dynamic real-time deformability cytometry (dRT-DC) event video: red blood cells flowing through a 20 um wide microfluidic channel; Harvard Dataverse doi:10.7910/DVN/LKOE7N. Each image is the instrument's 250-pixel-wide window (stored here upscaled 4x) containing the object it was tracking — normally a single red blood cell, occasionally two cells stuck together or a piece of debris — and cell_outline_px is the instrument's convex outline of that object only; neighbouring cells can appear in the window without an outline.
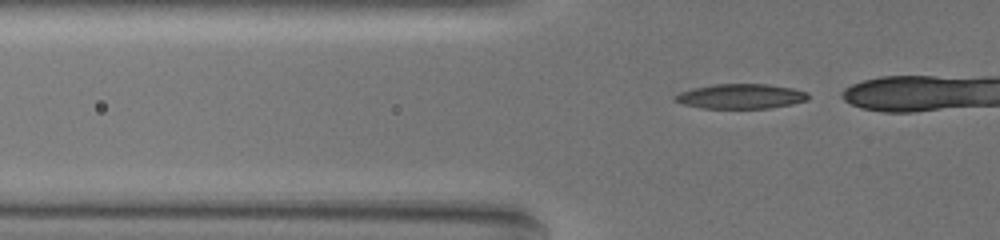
{"species": "common noctule bat (a hibernating species)", "species_latin": "Nyctalus noctula", "temperature_condition": "warm", "stored_images_in_passage": 25, "camera_frame_rate_fps": 3000, "um_per_image_px": 0.085, "animal": {"sex": "female", "body_mass_g": 19.5, "forearm_length_mm": 54.1}, "frame": {"image": 1, "passage_image": 18, "time_ms": 5.667, "image_size_px": [1000, 240], "cell_outline_px": [[808, 100], [792, 104], [768, 108], [700, 108], [684, 104], [672, 100], [672, 96], [680, 92], [692, 88], [716, 84], [768, 84], [792, 88], [808, 92]], "centroid_in_image_um": [62.94, 8.18], "position_along_channel_um": 62.9, "area_um2": 19.31}}